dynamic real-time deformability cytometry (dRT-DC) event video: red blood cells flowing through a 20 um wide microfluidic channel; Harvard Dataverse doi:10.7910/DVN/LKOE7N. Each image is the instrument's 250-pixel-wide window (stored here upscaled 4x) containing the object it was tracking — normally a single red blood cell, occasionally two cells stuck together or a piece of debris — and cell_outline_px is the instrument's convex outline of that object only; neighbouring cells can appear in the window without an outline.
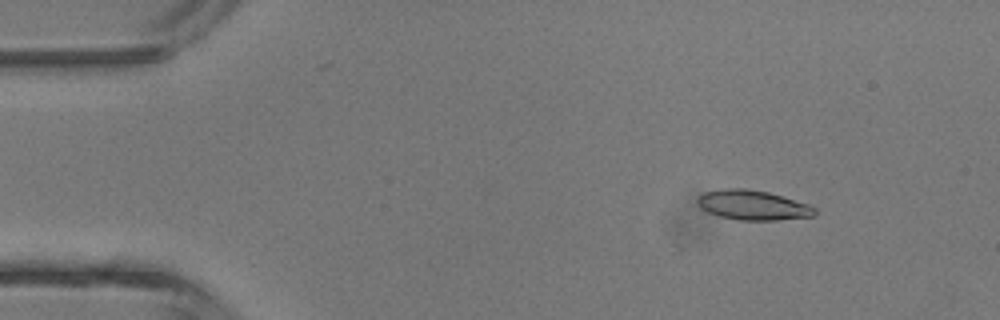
{"species": "common noctule bat (a hibernating species)", "species_latin": "Nyctalus noctula", "temperature_condition": "room temperature", "stored_images_in_passage": 2, "camera_frame_rate_fps": 3000, "um_per_image_px": 0.085, "animal": {"sex": "male", "body_mass_g": 13.3}, "frame": {"image": 1, "passage_image": 1, "time_ms": 0.0, "image_size_px": [1000, 320], "cell_outline_px": [[816, 216], [776, 220], [740, 220], [720, 216], [708, 212], [696, 200], [704, 192], [724, 188], [748, 188], [768, 192], [808, 204], [816, 208]], "centroid_in_image_um": [64.03, 17.43], "position_along_channel_um": 21.0, "area_um2": 20.17}}